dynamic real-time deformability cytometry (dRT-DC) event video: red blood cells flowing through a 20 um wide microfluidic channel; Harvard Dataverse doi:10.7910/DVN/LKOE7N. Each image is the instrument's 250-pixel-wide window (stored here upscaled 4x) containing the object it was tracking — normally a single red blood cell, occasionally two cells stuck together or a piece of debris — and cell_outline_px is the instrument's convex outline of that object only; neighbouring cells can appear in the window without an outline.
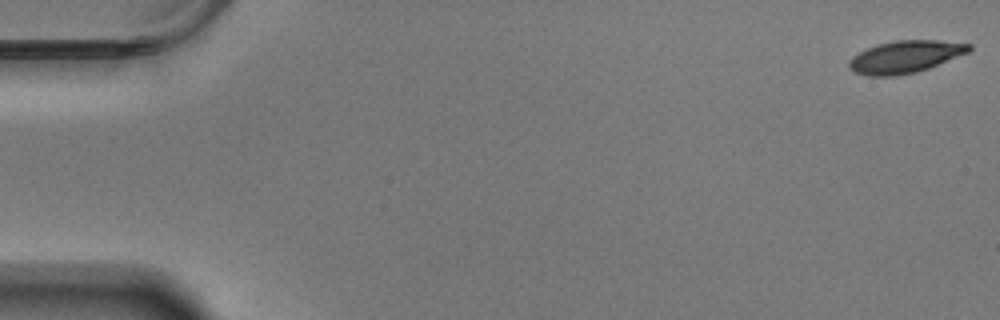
{"species": "Egyptian fruit bat (a non-hibernating species)", "species_latin": "Rousettus aegyptiacus", "temperature_condition": "warm", "stored_images_in_passage": 58, "camera_frame_rate_fps": 3000, "um_per_image_px": 0.085, "animal": {"sex": "male"}, "frame": {"image": 1, "passage_image": 1, "time_ms": 0.0, "image_size_px": [1000, 320], "cell_outline_px": [[972, 48], [968, 52], [928, 68], [916, 72], [896, 76], [868, 76], [856, 72], [848, 68], [848, 60], [852, 56], [876, 44], [896, 40], [936, 40], [972, 44]], "centroid_in_image_um": [76.91, 4.82], "position_along_channel_um": 8.1, "area_um2": 22.48}}
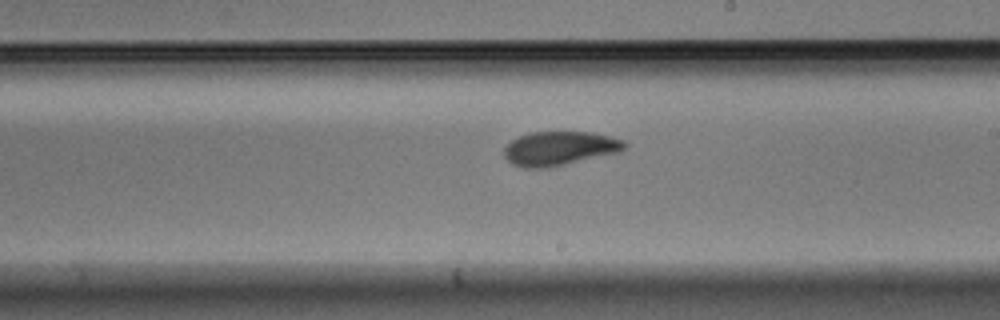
{"frame": {"image": 2, "passage_image": 34, "time_ms": 11.0, "image_size_px": [1000, 320], "cell_outline_px": [[628, 144], [620, 152], [548, 168], [520, 168], [512, 164], [504, 156], [504, 148], [512, 140], [528, 132], [592, 132], [624, 140]], "centroid_in_image_um": [47.55, 12.62], "position_along_channel_um": 241.4, "area_um2": 23.99}}
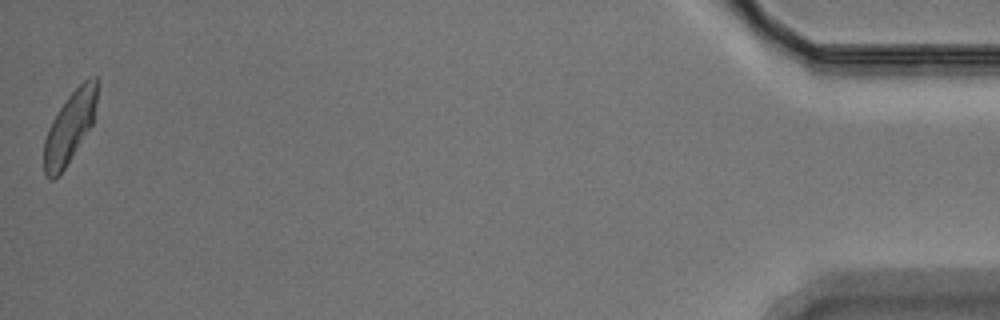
{"frame": {"image": 3, "passage_image": 58, "time_ms": 19.0, "image_size_px": [1000, 320], "cell_outline_px": [[100, 84], [92, 124], [60, 176], [52, 180], [44, 172], [44, 140], [48, 128], [52, 120], [68, 96], [84, 80], [92, 76], [96, 76], [100, 80]], "centroid_in_image_um": [5.95, 10.78], "position_along_channel_um": 429.2, "area_um2": 22.08}, "authors_computed_cell_mechanics": {"area_um2": 23.3512, "velocity_mm_per_s": 3.4919, "shape_relaxation_time_tau1_ms": 3.6871, "shape_relaxation_time_tau2_ms": 3.0472, "deformation_change_tau1": 0.1464, "deformation_change_tau2": 0.0785}}